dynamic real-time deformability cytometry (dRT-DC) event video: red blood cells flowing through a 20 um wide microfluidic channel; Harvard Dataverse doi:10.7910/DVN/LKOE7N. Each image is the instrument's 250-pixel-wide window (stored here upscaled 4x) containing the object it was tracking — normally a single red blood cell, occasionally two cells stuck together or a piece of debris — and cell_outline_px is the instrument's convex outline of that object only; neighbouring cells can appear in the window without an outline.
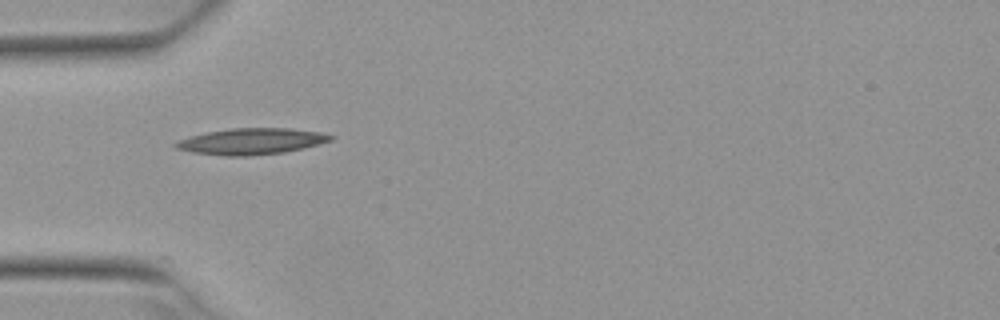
{"species": "Egyptian fruit bat (a non-hibernating species)", "species_latin": "Rousettus aegyptiacus", "temperature_condition": "warm", "stored_images_in_passage": 7, "camera_frame_rate_fps": 3000, "um_per_image_px": 0.085, "animal": {"sex": "female"}, "frame": {"image": 1, "passage_image": 5, "time_ms": 1.333, "image_size_px": [1000, 320], "cell_outline_px": [[336, 136], [332, 140], [304, 148], [284, 152], [248, 156], [228, 156], [192, 152], [176, 148], [172, 144], [180, 140], [192, 136], [208, 132], [232, 128], [292, 128], [320, 132]], "centroid_in_image_um": [21.41, 12.01], "position_along_channel_um": 63.6, "area_um2": 23.52}}
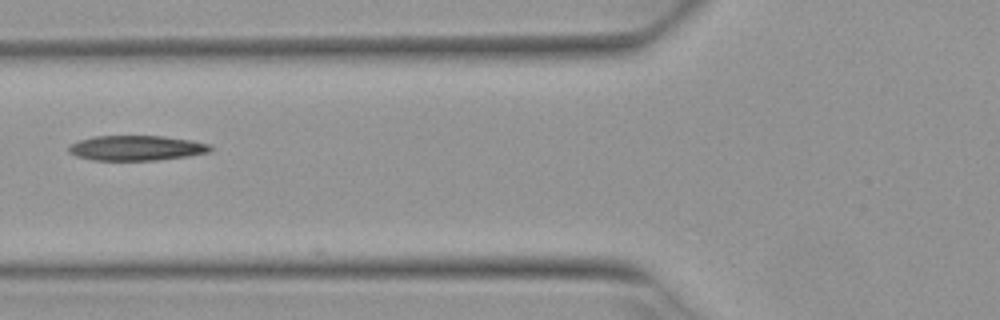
{"frame": {"image": 2, "passage_image": 6, "time_ms": 1.667, "image_size_px": [1000, 320], "cell_outline_px": [[212, 152], [188, 156], [156, 160], [92, 160], [76, 156], [68, 152], [68, 148], [72, 144], [80, 140], [92, 136], [164, 136], [192, 140], [208, 144], [212, 148]], "centroid_in_image_um": [11.61, 12.58], "position_along_channel_um": 114.2, "area_um2": 20.69}}
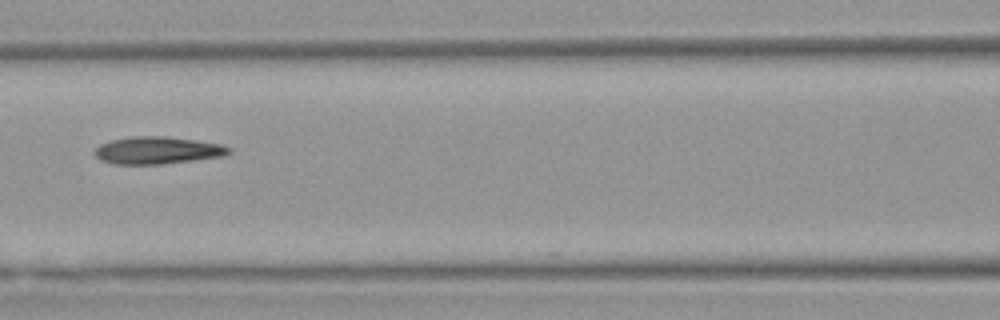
{"frame": {"image": 3, "passage_image": 7, "time_ms": 2.0, "image_size_px": [1000, 320], "cell_outline_px": [[232, 152], [224, 156], [164, 164], [112, 164], [100, 160], [96, 156], [96, 148], [100, 144], [112, 140], [132, 136], [164, 136], [196, 140], [220, 144], [232, 148]], "centroid_in_image_um": [13.41, 12.78], "position_along_channel_um": 153.2, "area_um2": 21.39}}